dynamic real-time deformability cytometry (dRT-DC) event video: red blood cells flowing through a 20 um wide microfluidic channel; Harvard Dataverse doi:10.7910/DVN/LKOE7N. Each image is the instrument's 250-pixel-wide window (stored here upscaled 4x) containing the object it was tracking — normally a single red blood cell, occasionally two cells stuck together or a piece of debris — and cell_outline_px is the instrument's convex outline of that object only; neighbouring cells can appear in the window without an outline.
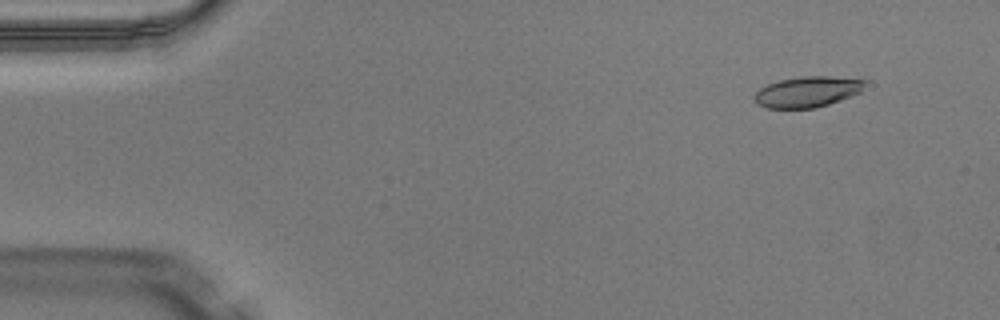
{"species": "Egyptian fruit bat (a non-hibernating species)", "species_latin": "Rousettus aegyptiacus", "temperature_condition": "warm", "stored_images_in_passage": 45, "camera_frame_rate_fps": 3000, "um_per_image_px": 0.085, "animal": {"sex": "male"}, "frame": {"image": 1, "passage_image": 1, "time_ms": 0.0, "image_size_px": [1000, 320], "cell_outline_px": [[864, 84], [860, 92], [828, 104], [816, 108], [768, 108], [756, 104], [752, 96], [760, 88], [768, 84], [780, 80], [804, 76], [828, 76], [864, 80]], "centroid_in_image_um": [68.56, 7.81], "position_along_channel_um": 16.4, "area_um2": 19.54}}
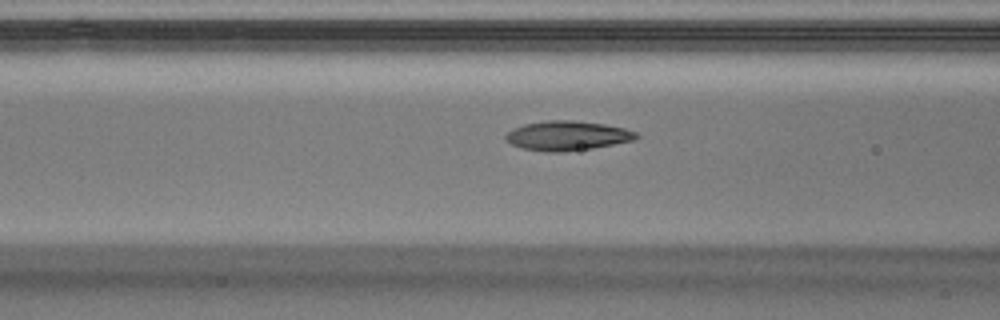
{"frame": {"image": 2, "passage_image": 16, "time_ms": 5.0, "image_size_px": [1000, 320], "cell_outline_px": [[640, 136], [632, 140], [592, 148], [560, 152], [548, 152], [524, 148], [512, 144], [504, 136], [512, 128], [524, 124], [548, 120], [572, 120], [604, 124], [624, 128], [636, 132]], "centroid_in_image_um": [48.21, 11.52], "position_along_channel_um": 118.4, "area_um2": 22.14}}
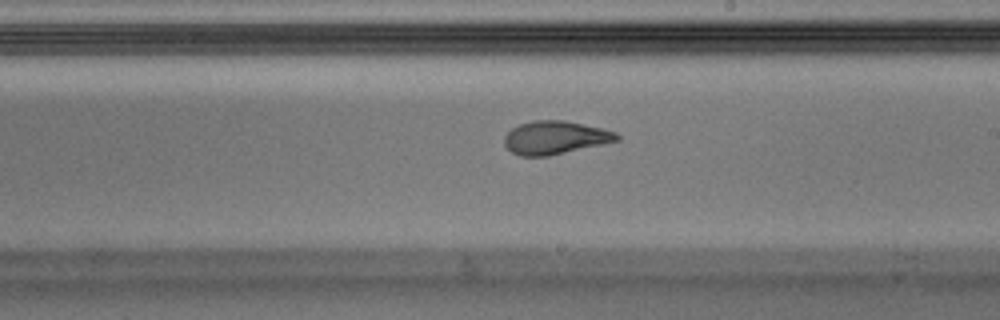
{"frame": {"image": 3, "passage_image": 25, "time_ms": 8.0, "image_size_px": [1000, 320], "cell_outline_px": [[620, 140], [548, 156], [520, 156], [512, 152], [504, 144], [504, 136], [512, 128], [520, 124], [532, 120], [564, 120], [604, 128], [616, 132], [620, 136]], "centroid_in_image_um": [47.19, 11.69], "position_along_channel_um": 241.8, "area_um2": 21.79}, "authors_computed_cell_mechanics": {"area_um2": 21.7328, "velocity_mm_per_s": 4.112, "shape_relaxation_time_tau1_ms": 7.1369, "shape_relaxation_time_tau2_ms": 1.4021, "deformation_change_tau1": 0.2617, "deformation_change_tau2": 0.0739}}